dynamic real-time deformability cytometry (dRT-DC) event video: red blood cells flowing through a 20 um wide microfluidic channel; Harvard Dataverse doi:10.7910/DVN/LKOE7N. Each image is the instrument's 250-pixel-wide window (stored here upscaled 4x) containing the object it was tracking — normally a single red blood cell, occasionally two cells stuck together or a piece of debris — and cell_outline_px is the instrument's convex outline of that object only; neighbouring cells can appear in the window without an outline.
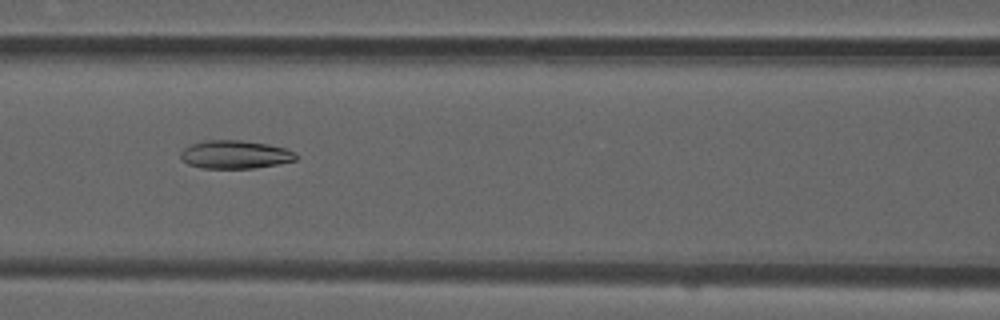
{"species": "common noctule bat (a hibernating species)", "species_latin": "Nyctalus noctula", "temperature_condition": "room temperature", "stored_images_in_passage": 42, "camera_frame_rate_fps": 3000, "um_per_image_px": 0.085, "animal": {"sex": "male", "forearm_length_mm": 52.5}, "frame": {"image": 1, "passage_image": 12, "time_ms": 3.667, "image_size_px": [1000, 320], "cell_outline_px": [[296, 160], [276, 164], [252, 168], [204, 168], [188, 164], [180, 156], [180, 152], [184, 148], [192, 144], [204, 140], [240, 140], [268, 144], [288, 148], [296, 152]], "centroid_in_image_um": [20.0, 13.12], "position_along_channel_um": 146.6, "area_um2": 18.9}}
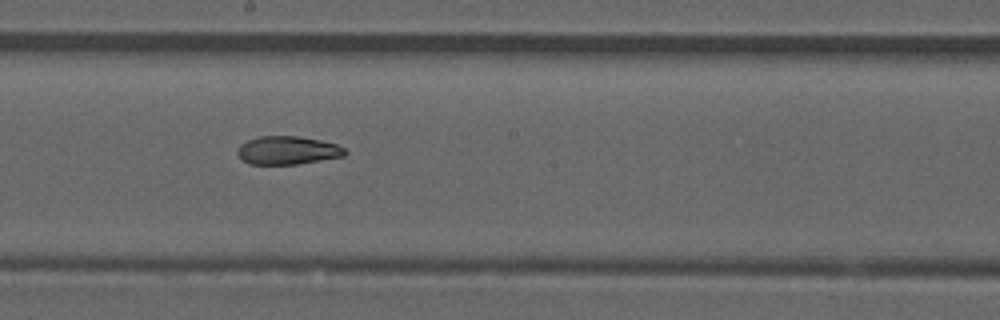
{"frame": {"image": 2, "passage_image": 18, "time_ms": 5.667, "image_size_px": [1000, 320], "cell_outline_px": [[348, 152], [344, 156], [296, 164], [248, 164], [236, 152], [236, 148], [240, 144], [248, 140], [260, 136], [300, 136], [320, 140], [336, 144], [344, 148]], "centroid_in_image_um": [24.43, 12.77], "position_along_channel_um": 223.8, "area_um2": 17.69}}
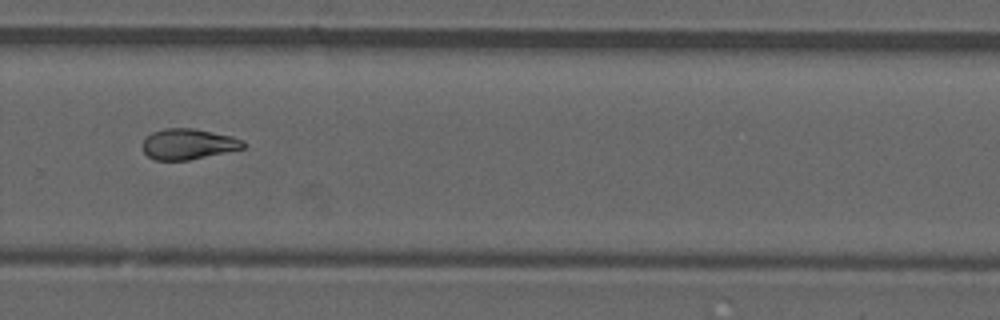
{"frame": {"image": 3, "passage_image": 25, "time_ms": 8.0, "image_size_px": [1000, 320], "cell_outline_px": [[244, 148], [188, 160], [156, 160], [148, 156], [144, 152], [144, 140], [152, 132], [164, 128], [192, 128], [232, 136], [244, 140]], "centroid_in_image_um": [16.0, 12.24], "position_along_channel_um": 313.8, "area_um2": 17.74}, "authors_computed_cell_mechanics": {"area_um2": 18.4382, "velocity_mm_per_s": 3.867, "shape_relaxation_time_tau1_ms": null, "shape_relaxation_time_tau2_ms": 9.1674, "deformation_change_tau1": null, "deformation_change_tau2": 0.1575}}